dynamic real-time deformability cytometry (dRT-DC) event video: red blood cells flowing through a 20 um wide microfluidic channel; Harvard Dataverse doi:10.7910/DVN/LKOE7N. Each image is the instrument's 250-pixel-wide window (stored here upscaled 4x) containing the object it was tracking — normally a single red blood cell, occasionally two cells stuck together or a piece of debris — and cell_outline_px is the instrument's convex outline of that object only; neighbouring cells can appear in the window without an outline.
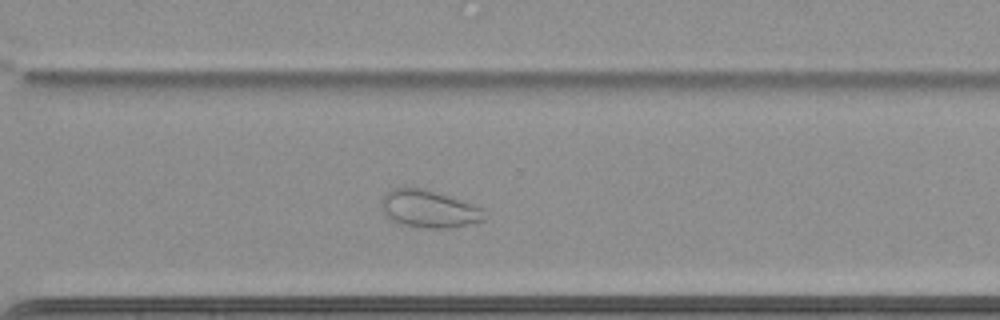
{"species": "common noctule bat (a hibernating species)", "species_latin": "Nyctalus noctula", "temperature_condition": "cold", "stored_images_in_passage": 56, "camera_frame_rate_fps": 3000, "um_per_image_px": 0.085, "animal": {"sex": "female", "body_mass_g": 22.7, "forearm_length_mm": 54.2}, "frame": {"image": 1, "passage_image": 40, "time_ms": 13.0, "image_size_px": [1000, 320], "cell_outline_px": [[488, 216], [484, 220], [452, 228], [428, 228], [404, 224], [392, 220], [384, 216], [380, 204], [384, 192], [392, 188], [424, 188], [484, 208]], "centroid_in_image_um": [36.45, 17.75], "position_along_channel_um": 334.1, "area_um2": 22.6}, "authors_computed_cell_mechanics": {"area_um2": 28.4954, "velocity_mm_per_s": 3.4411, "shape_relaxation_time_tau1_ms": null, "shape_relaxation_time_tau2_ms": 1.8668, "deformation_change_tau1": null, "deformation_change_tau2": 0.0531}}